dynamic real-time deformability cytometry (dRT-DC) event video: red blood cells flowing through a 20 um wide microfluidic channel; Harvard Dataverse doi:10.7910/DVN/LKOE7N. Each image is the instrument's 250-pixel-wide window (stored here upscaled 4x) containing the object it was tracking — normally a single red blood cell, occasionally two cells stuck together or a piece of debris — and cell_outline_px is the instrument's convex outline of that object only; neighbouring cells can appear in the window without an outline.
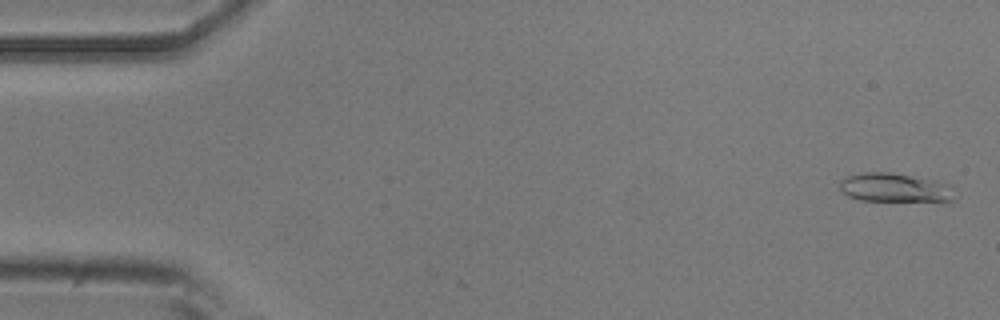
{"species": "common noctule bat (a hibernating species)", "species_latin": "Nyctalus noctula", "temperature_condition": "room temperature", "stored_images_in_passage": 2, "camera_frame_rate_fps": 3000, "um_per_image_px": 0.085, "animal": {"sex": "male", "body_mass_g": 20.5, "forearm_length_mm": 52.5}, "frame": {"image": 1, "passage_image": 2, "time_ms": 0.333, "image_size_px": [1000, 320], "cell_outline_px": [[960, 196], [948, 204], [860, 200], [848, 196], [840, 192], [840, 180], [848, 176], [864, 172], [892, 172], [936, 180], [944, 184]], "centroid_in_image_um": [76.17, 16.02], "position_along_channel_um": 8.8, "area_um2": 20.52}}